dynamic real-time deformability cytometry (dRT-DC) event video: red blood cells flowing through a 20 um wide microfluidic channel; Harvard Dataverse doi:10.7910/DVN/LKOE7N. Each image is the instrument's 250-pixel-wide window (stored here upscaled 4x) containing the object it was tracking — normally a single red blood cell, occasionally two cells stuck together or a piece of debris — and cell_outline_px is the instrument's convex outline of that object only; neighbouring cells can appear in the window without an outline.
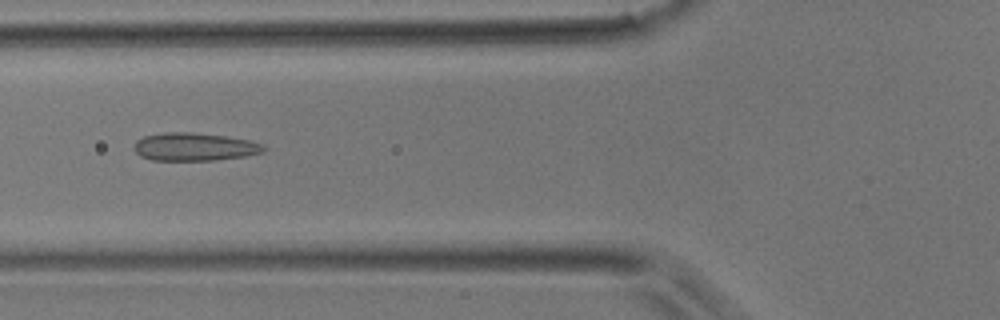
{"species": "common noctule bat (a hibernating species)", "species_latin": "Nyctalus noctula", "temperature_condition": "room temperature", "stored_images_in_passage": 4, "camera_frame_rate_fps": 3000, "um_per_image_px": 0.085, "animal": {"sex": "male", "body_mass_g": 17.9}, "frame": {"image": 1, "passage_image": 4, "time_ms": 1.0, "image_size_px": [1000, 320], "cell_outline_px": [[268, 148], [264, 152], [244, 156], [216, 160], [152, 160], [140, 156], [132, 148], [136, 140], [144, 136], [164, 132], [192, 132], [224, 136], [252, 140], [264, 144]], "centroid_in_image_um": [16.54, 12.47], "position_along_channel_um": 109.3, "area_um2": 21.39}}